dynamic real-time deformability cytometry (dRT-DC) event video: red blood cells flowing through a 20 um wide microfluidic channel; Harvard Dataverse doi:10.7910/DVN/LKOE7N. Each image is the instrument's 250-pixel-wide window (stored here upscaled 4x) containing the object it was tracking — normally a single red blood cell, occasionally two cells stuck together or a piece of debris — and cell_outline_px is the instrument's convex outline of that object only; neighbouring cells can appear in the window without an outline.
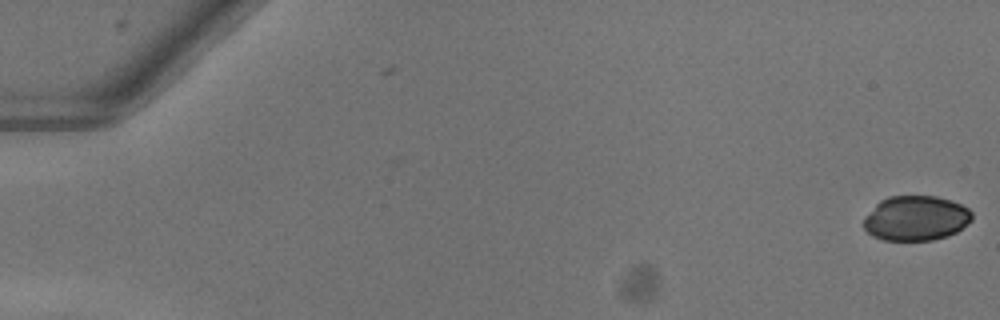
{"species": "common noctule bat (a hibernating species)", "species_latin": "Nyctalus noctula", "temperature_condition": "warm", "stored_images_in_passage": 4, "camera_frame_rate_fps": 3000, "um_per_image_px": 0.085, "animal": {"sex": "female"}, "frame": {"image": 1, "passage_image": 4, "time_ms": 1.0, "image_size_px": [1000, 320], "cell_outline_px": [[972, 220], [956, 232], [948, 236], [932, 240], [884, 240], [872, 236], [864, 228], [864, 216], [880, 200], [888, 196], [936, 196], [952, 200], [968, 208], [972, 212]], "centroid_in_image_um": [77.85, 18.54], "position_along_channel_um": 7.2, "area_um2": 28.44}}